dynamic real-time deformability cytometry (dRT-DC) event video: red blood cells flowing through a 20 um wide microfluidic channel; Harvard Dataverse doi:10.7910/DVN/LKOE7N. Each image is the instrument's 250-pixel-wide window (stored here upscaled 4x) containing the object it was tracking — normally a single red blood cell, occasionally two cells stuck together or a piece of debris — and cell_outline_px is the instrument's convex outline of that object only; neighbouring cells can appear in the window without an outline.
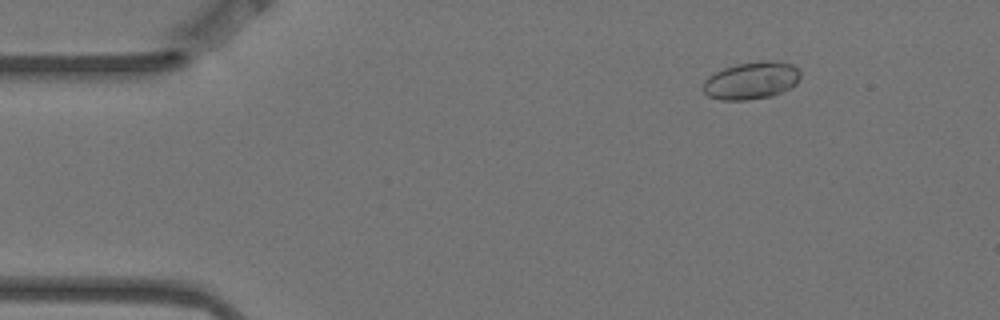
{"species": "Egyptian fruit bat (a non-hibernating species)", "species_latin": "Rousettus aegyptiacus", "temperature_condition": "warm", "stored_images_in_passage": 11, "camera_frame_rate_fps": 3000, "um_per_image_px": 0.085, "animal": {"sex": "female"}, "frame": {"image": 1, "passage_image": 2, "time_ms": 0.333, "image_size_px": [1000, 320], "cell_outline_px": [[800, 76], [796, 84], [792, 88], [772, 96], [748, 100], [720, 100], [708, 96], [704, 92], [704, 80], [708, 76], [724, 68], [736, 64], [760, 60], [780, 60], [792, 64], [800, 72]], "centroid_in_image_um": [63.89, 6.84], "position_along_channel_um": 21.1, "area_um2": 21.5}}
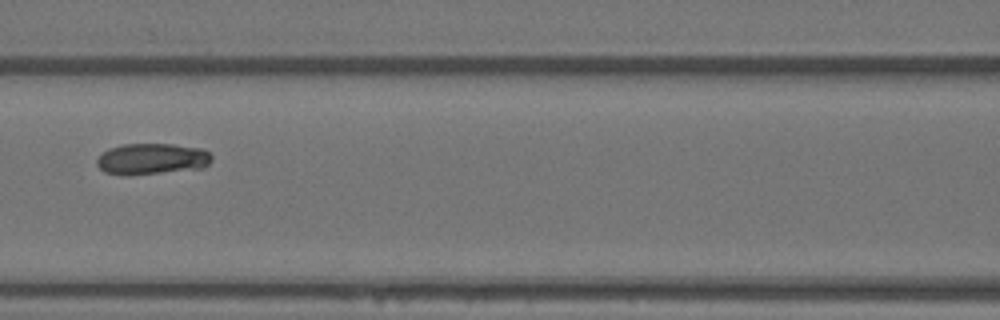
{"frame": {"image": 2, "passage_image": 7, "time_ms": 2.0, "image_size_px": [1000, 320], "cell_outline_px": [[212, 160], [204, 168], [128, 176], [104, 172], [96, 164], [96, 160], [108, 148], [124, 144], [172, 144], [204, 148], [212, 156]], "centroid_in_image_um": [12.93, 13.51], "position_along_channel_um": 153.7, "area_um2": 21.1}}
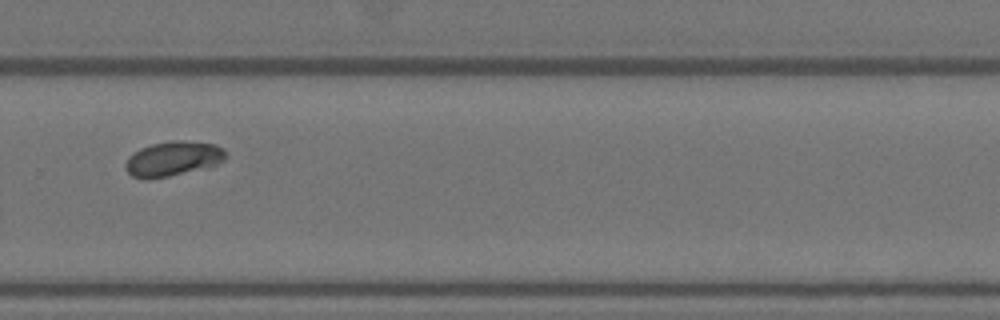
{"frame": {"image": 3, "passage_image": 11, "time_ms": 3.333, "image_size_px": [1000, 320], "cell_outline_px": [[228, 156], [224, 160], [212, 168], [148, 180], [144, 180], [132, 176], [124, 168], [124, 164], [128, 156], [132, 152], [140, 148], [152, 144], [172, 140], [184, 140], [216, 144], [224, 148], [228, 152]], "centroid_in_image_um": [14.74, 13.5], "position_along_channel_um": 315.1, "area_um2": 21.15}}